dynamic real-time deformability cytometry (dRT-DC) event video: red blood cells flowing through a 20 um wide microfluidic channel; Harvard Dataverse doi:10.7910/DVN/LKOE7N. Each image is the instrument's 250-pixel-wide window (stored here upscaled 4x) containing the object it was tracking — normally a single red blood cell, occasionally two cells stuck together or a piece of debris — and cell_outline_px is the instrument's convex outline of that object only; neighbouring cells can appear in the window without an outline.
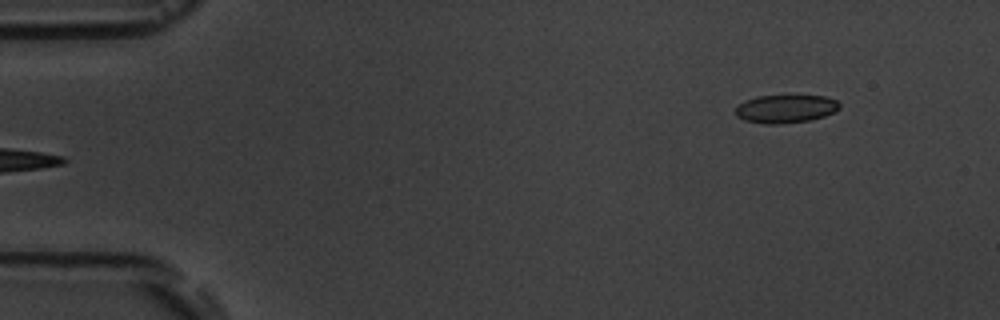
{"species": "common noctule bat (a hibernating species)", "species_latin": "Nyctalus noctula", "temperature_condition": "room temperature", "stored_images_in_passage": 6, "segment_of_instrument_passage": [2, 2], "camera_frame_rate_fps": 3000, "um_per_image_px": 0.085, "animal": {"sex": "male", "body_mass_g": 19.5, "forearm_length_mm": 54.6}, "frame": {"image": 1, "passage_image": 6, "time_ms": 6.0, "image_size_px": [1000, 320], "cell_outline_px": [[840, 108], [836, 112], [824, 116], [808, 120], [780, 124], [764, 124], [744, 120], [736, 116], [736, 108], [744, 100], [756, 96], [824, 96], [836, 100], [840, 104]], "centroid_in_image_um": [66.78, 9.25], "position_along_channel_um": 18.2, "area_um2": 17.05}}